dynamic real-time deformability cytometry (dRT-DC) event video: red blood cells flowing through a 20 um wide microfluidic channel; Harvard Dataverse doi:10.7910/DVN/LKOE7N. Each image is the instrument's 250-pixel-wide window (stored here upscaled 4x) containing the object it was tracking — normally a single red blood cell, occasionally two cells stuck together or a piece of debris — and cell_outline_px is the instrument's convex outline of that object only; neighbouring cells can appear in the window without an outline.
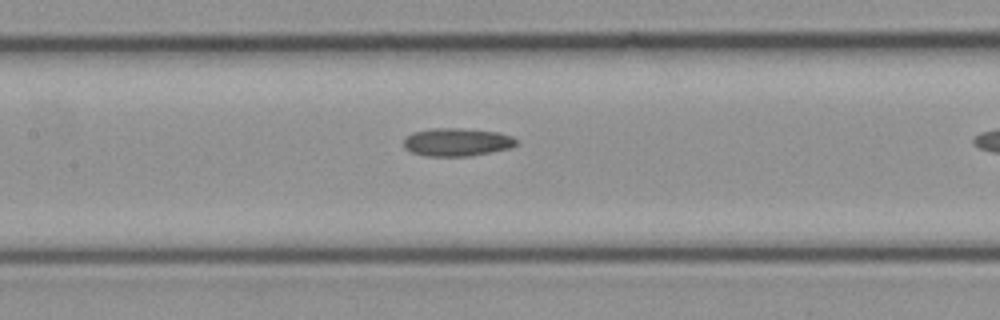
{"species": "common noctule bat (a hibernating species)", "species_latin": "Nyctalus noctula", "temperature_condition": "cold", "stored_images_in_passage": 11, "camera_frame_rate_fps": 3000, "um_per_image_px": 0.085, "animal": {"sex": "female", "body_mass_g": 21.9}, "frame": {"image": 1, "passage_image": 7, "time_ms": 2.0, "image_size_px": [1000, 320], "cell_outline_px": [[520, 144], [512, 148], [472, 156], [424, 156], [412, 152], [404, 148], [404, 140], [412, 132], [432, 128], [464, 128], [500, 132], [512, 136], [520, 140]], "centroid_in_image_um": [38.92, 12.08], "position_along_channel_um": 168.5, "area_um2": 18.84}}